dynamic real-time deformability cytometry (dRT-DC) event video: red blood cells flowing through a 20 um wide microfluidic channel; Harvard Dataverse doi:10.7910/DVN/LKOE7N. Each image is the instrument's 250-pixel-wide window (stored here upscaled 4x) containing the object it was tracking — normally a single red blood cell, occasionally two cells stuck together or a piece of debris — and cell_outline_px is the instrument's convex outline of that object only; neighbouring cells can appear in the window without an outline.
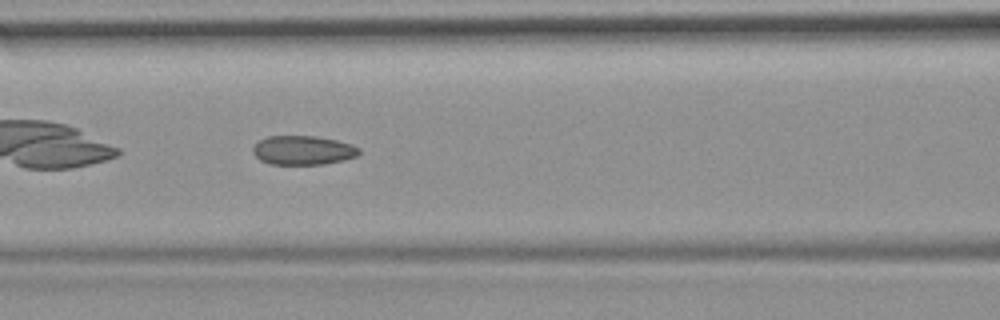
{"species": "common noctule bat (a hibernating species)", "species_latin": "Nyctalus noctula", "temperature_condition": "room temperature", "stored_images_in_passage": 35, "camera_frame_rate_fps": 3000, "um_per_image_px": 0.085, "animal": {"sex": "female", "body_mass_g": 19.9}, "frame": {"image": 1, "passage_image": 6, "time_ms": 1.667, "image_size_px": [1000, 320], "cell_outline_px": [[360, 152], [356, 156], [344, 160], [324, 164], [268, 164], [260, 160], [252, 152], [252, 148], [260, 140], [268, 136], [316, 136], [336, 140], [352, 144], [360, 148]], "centroid_in_image_um": [25.76, 12.77], "position_along_channel_um": 140.8, "area_um2": 18.03}}